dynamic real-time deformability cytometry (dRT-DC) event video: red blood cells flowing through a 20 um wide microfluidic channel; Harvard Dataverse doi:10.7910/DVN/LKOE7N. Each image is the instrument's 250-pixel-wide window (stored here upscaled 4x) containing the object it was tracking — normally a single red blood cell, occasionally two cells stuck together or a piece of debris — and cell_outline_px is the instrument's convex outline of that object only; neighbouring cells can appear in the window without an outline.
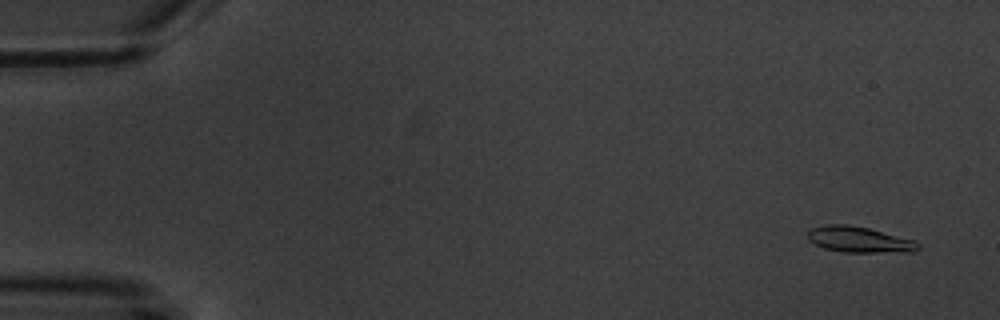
{"species": "common noctule bat (a hibernating species)", "species_latin": "Nyctalus noctula", "temperature_condition": "warm", "stored_images_in_passage": 6, "camera_frame_rate_fps": 3000, "um_per_image_px": 0.085, "animal": {"sex": "male", "body_mass_g": 20.1, "forearm_length_mm": 53.5}, "frame": {"image": 1, "passage_image": 1, "time_ms": 0.0, "image_size_px": [1000, 320], "cell_outline_px": [[920, 248], [916, 252], [844, 252], [824, 248], [808, 240], [808, 232], [812, 228], [828, 224], [848, 224], [868, 228], [916, 240], [920, 244]], "centroid_in_image_um": [73.09, 20.37], "position_along_channel_um": 11.9, "area_um2": 16.7}}
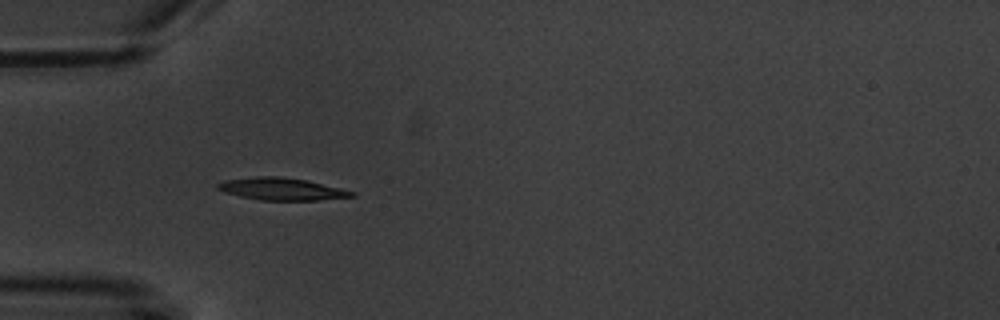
{"frame": {"image": 2, "passage_image": 5, "time_ms": 5.0, "image_size_px": [1000, 320], "cell_outline_px": [[356, 196], [316, 200], [260, 200], [240, 196], [224, 192], [216, 188], [216, 184], [224, 180], [256, 176], [280, 176], [308, 180], [356, 192]], "centroid_in_image_um": [23.92, 16.05], "position_along_channel_um": 61.1, "area_um2": 17.46}}